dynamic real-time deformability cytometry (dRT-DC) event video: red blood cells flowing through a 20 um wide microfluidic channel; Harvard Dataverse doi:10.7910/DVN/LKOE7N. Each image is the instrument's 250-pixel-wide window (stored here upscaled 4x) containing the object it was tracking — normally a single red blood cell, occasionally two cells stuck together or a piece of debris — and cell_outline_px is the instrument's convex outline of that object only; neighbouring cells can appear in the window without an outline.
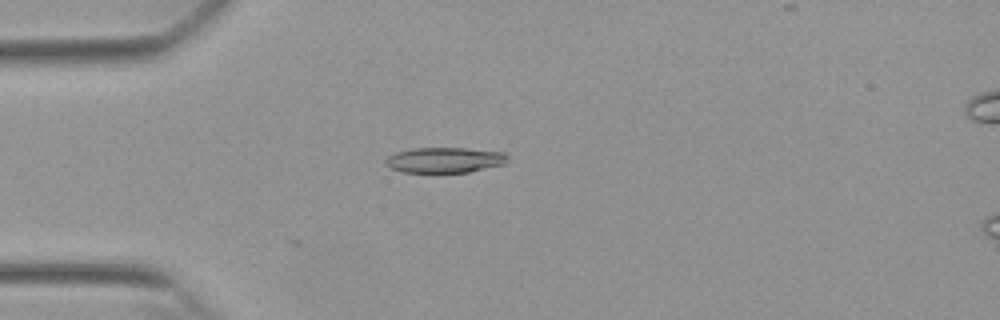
{"species": "Egyptian fruit bat (a non-hibernating species)", "species_latin": "Rousettus aegyptiacus", "temperature_condition": "warm", "stored_images_in_passage": 3, "camera_frame_rate_fps": 3000, "um_per_image_px": 0.085, "animal": {"sex": "female"}, "frame": {"image": 1, "passage_image": 1, "time_ms": 0.0, "image_size_px": [1000, 320], "cell_outline_px": [[508, 160], [504, 164], [468, 172], [404, 172], [392, 168], [384, 164], [384, 160], [388, 156], [396, 152], [412, 148], [464, 148], [504, 152], [508, 156]], "centroid_in_image_um": [37.79, 13.59], "position_along_channel_um": 47.2, "area_um2": 18.03}}